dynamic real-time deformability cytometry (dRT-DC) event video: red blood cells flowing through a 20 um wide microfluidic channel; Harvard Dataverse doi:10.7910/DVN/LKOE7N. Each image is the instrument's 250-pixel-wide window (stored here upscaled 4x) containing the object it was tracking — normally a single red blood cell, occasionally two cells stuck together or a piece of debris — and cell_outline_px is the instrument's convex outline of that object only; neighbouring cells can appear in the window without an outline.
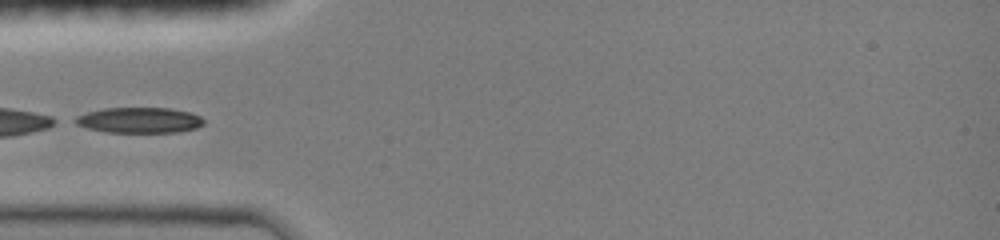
{"species": "common noctule bat (a hibernating species)", "species_latin": "Nyctalus noctula", "temperature_condition": "room temperature", "stored_images_in_passage": 9, "camera_frame_rate_fps": 3000, "um_per_image_px": 0.085, "animal": {"sex": "female", "body_mass_g": 19.0, "forearm_length_mm": 51.5}, "frame": {"image": 1, "passage_image": 6, "time_ms": 4.333, "image_size_px": [1000, 240], "cell_outline_px": [[204, 124], [196, 128], [176, 132], [108, 132], [88, 128], [76, 124], [68, 120], [76, 116], [88, 112], [104, 108], [168, 108], [188, 112], [200, 116], [204, 120]], "centroid_in_image_um": [11.79, 10.21], "position_along_channel_um": 73.2, "area_um2": 19.13}}